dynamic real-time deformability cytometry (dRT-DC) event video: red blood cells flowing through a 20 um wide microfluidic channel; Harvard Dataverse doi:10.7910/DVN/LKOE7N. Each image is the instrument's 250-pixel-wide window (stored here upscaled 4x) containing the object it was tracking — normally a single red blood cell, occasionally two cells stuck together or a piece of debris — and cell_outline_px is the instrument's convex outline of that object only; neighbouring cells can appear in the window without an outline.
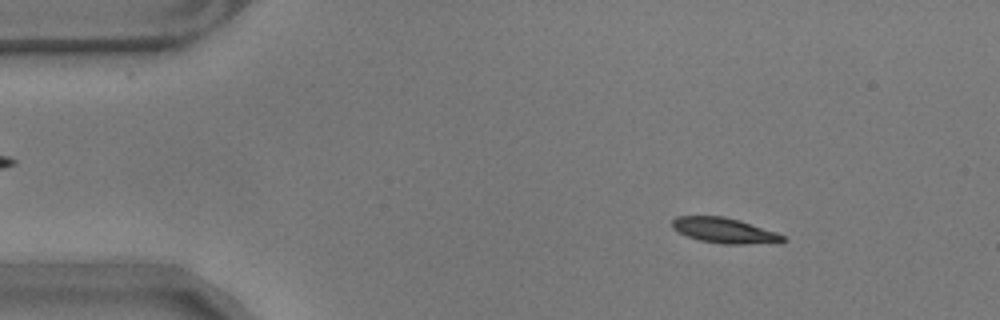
{"species": "common noctule bat (a hibernating species)", "species_latin": "Nyctalus noctula", "temperature_condition": "warm", "stored_images_in_passage": 56, "camera_frame_rate_fps": 3000, "um_per_image_px": 0.085, "animal": {"sex": "male", "body_mass_g": 17.9}, "frame": {"image": 1, "passage_image": 7, "time_ms": 2.0, "image_size_px": [1000, 320], "cell_outline_px": [[788, 240], [780, 244], [724, 244], [700, 240], [688, 236], [672, 228], [672, 220], [676, 216], [724, 216], [740, 220], [776, 232], [784, 236]], "centroid_in_image_um": [61.65, 19.6], "position_along_channel_um": 23.3, "area_um2": 16.53}}
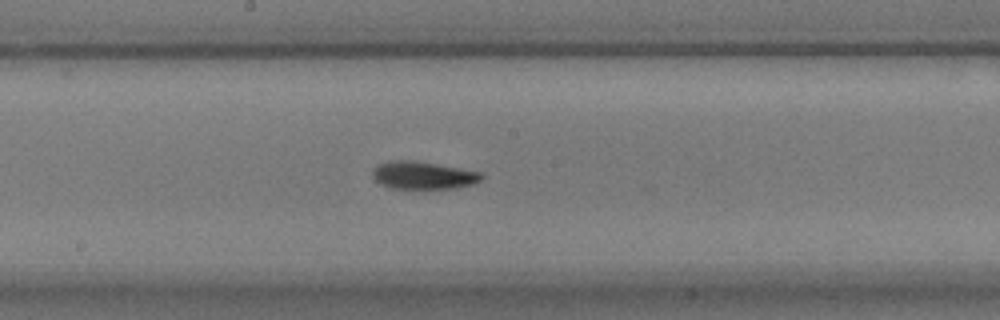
{"frame": {"image": 2, "passage_image": 29, "time_ms": 9.333, "image_size_px": [1000, 320], "cell_outline_px": [[484, 176], [476, 184], [456, 188], [392, 188], [380, 184], [372, 176], [372, 172], [380, 164], [388, 160], [408, 160], [436, 164], [484, 172]], "centroid_in_image_um": [36.02, 14.9], "position_along_channel_um": 212.2, "area_um2": 17.51}}
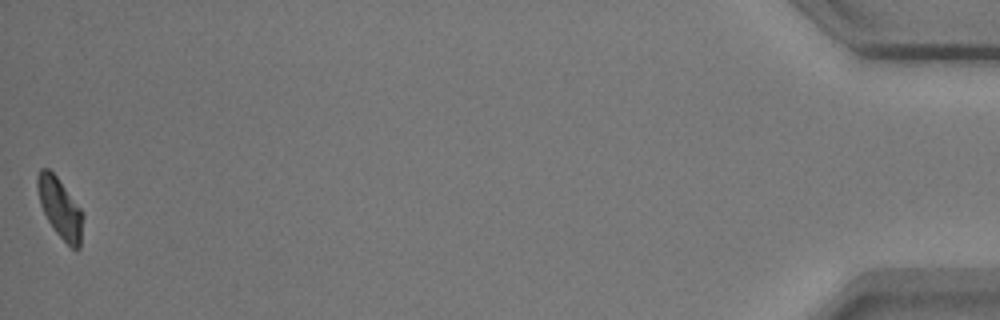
{"frame": {"image": 3, "passage_image": 56, "time_ms": 18.333, "image_size_px": [1000, 320], "cell_outline_px": [[84, 216], [80, 248], [72, 248], [56, 232], [48, 220], [40, 204], [36, 184], [36, 176], [40, 168], [48, 168], [56, 176], [80, 208]], "centroid_in_image_um": [5.09, 17.67], "position_along_channel_um": 430.1, "area_um2": 15.66}, "authors_computed_cell_mechanics": {"area_um2": 16.5308, "velocity_mm_per_s": 3.5069, "shape_relaxation_time_tau1_ms": 2.3964, "shape_relaxation_time_tau2_ms": 1.5331, "deformation_change_tau1": 0.1515, "deformation_change_tau2": 0.0787}}